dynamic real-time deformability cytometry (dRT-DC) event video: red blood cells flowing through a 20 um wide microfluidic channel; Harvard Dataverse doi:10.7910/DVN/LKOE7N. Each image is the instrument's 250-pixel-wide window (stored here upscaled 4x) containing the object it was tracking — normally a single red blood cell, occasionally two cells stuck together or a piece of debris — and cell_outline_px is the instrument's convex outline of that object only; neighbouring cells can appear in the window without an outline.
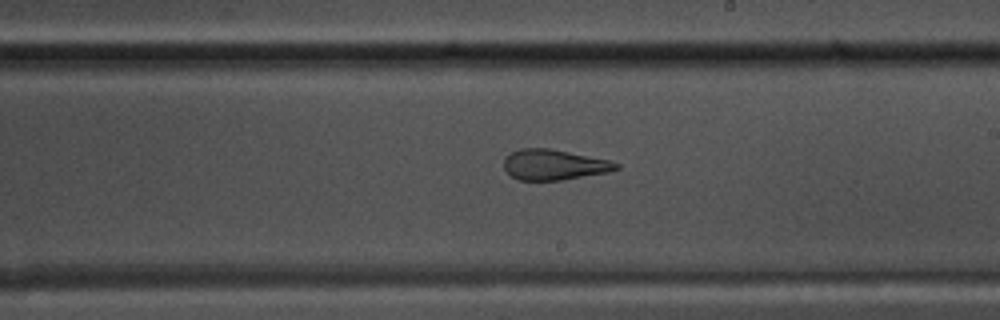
{"species": "common noctule bat (a hibernating species)", "species_latin": "Nyctalus noctula", "temperature_condition": "warm", "stored_images_in_passage": 43, "camera_frame_rate_fps": 3000, "um_per_image_px": 0.085, "animal": {"sex": "male", "body_mass_g": 17.5, "forearm_length_mm": 52.3}, "frame": {"image": 1, "passage_image": 21, "time_ms": 6.667, "image_size_px": [1000, 320], "cell_outline_px": [[620, 168], [608, 172], [564, 180], [520, 180], [512, 176], [504, 168], [504, 156], [520, 148], [548, 148], [608, 160], [620, 164]], "centroid_in_image_um": [47.08, 14.0], "position_along_channel_um": 241.9, "area_um2": 19.83}}
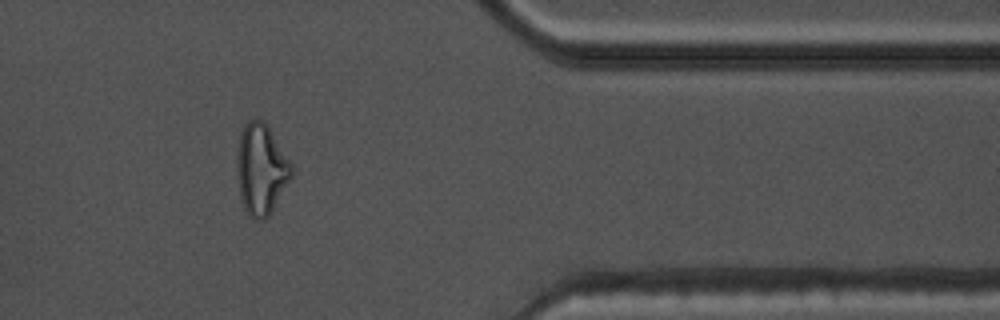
{"frame": {"image": 2, "passage_image": 34, "time_ms": 11.0, "image_size_px": [1000, 320], "cell_outline_px": [[292, 176], [268, 216], [264, 220], [256, 220], [248, 216], [240, 200], [236, 172], [236, 152], [240, 128], [248, 120], [264, 120], [268, 124], [292, 164]], "centroid_in_image_um": [22.15, 14.35], "position_along_channel_um": 389.2, "area_um2": 29.42}}
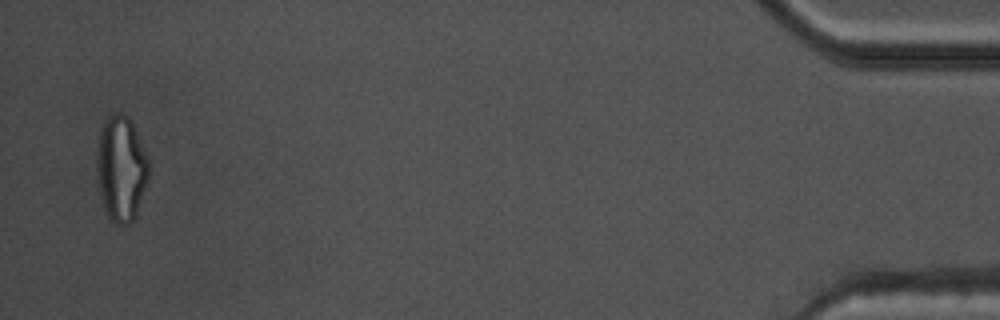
{"frame": {"image": 3, "passage_image": 42, "time_ms": 13.667, "image_size_px": [1000, 320], "cell_outline_px": [[148, 180], [136, 216], [128, 224], [120, 224], [112, 220], [108, 216], [100, 192], [96, 164], [96, 152], [100, 132], [104, 120], [112, 112], [124, 112], [128, 116], [136, 132], [148, 160]], "centroid_in_image_um": [10.29, 14.28], "position_along_channel_um": 424.9, "area_um2": 31.62}, "authors_computed_cell_mechanics": {"area_um2": 22.6576, "velocity_mm_per_s": 3.8469, "shape_relaxation_time_tau1_ms": null, "shape_relaxation_time_tau2_ms": 0.8719, "deformation_change_tau1": null, "deformation_change_tau2": 0.0928}}